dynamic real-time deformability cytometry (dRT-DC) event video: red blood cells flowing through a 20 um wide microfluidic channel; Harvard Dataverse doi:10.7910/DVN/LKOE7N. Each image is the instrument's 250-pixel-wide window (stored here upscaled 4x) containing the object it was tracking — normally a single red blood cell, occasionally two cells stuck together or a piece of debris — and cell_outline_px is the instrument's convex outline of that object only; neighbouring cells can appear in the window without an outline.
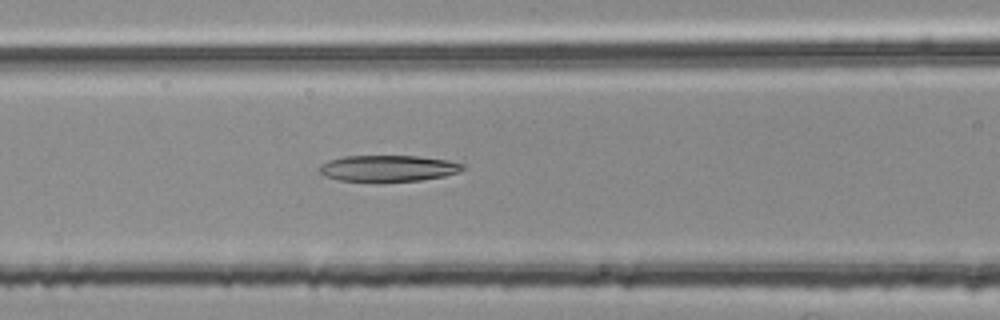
{"species": "common noctule bat (a hibernating species)", "species_latin": "Nyctalus noctula", "temperature_condition": "room temperature", "stored_images_in_passage": 44, "camera_frame_rate_fps": 3000, "um_per_image_px": 0.085, "animal": {"sex": "female", "body_mass_g": 25.1}, "frame": {"image": 1, "passage_image": 12, "time_ms": 3.667, "image_size_px": [1000, 320], "cell_outline_px": [[464, 168], [456, 172], [444, 176], [420, 180], [340, 180], [324, 176], [320, 172], [320, 164], [328, 160], [344, 156], [416, 156], [448, 160], [464, 164]], "centroid_in_image_um": [32.97, 14.28], "position_along_channel_um": 133.6, "area_um2": 21.39}}
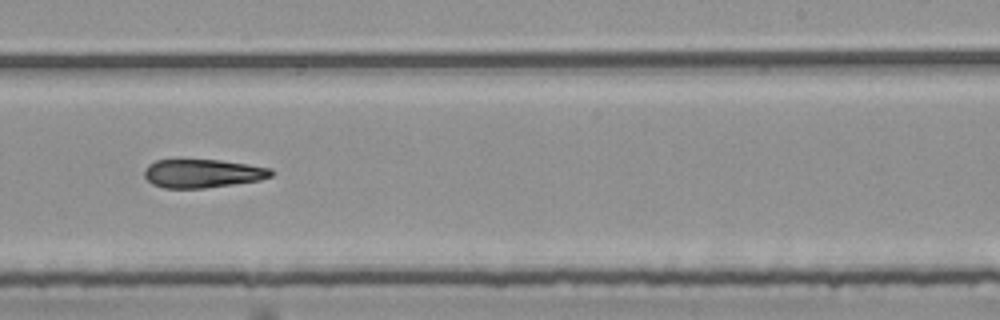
{"frame": {"image": 2, "passage_image": 23, "time_ms": 7.333, "image_size_px": [1000, 320], "cell_outline_px": [[272, 176], [260, 180], [204, 188], [164, 188], [152, 184], [144, 176], [144, 168], [148, 164], [156, 160], [220, 160], [248, 164], [272, 168]], "centroid_in_image_um": [17.2, 14.74], "position_along_channel_um": 271.8, "area_um2": 21.04}}
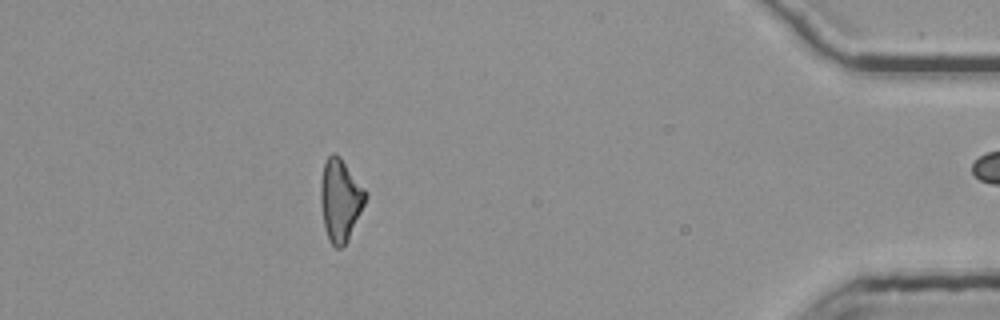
{"frame": {"image": 3, "passage_image": 38, "time_ms": 12.333, "image_size_px": [1000, 320], "cell_outline_px": [[368, 196], [348, 240], [340, 248], [336, 248], [328, 240], [324, 228], [320, 200], [320, 184], [324, 164], [328, 156], [332, 152], [340, 156], [368, 192]], "centroid_in_image_um": [28.92, 16.99], "position_along_channel_um": 406.3, "area_um2": 21.62}, "authors_computed_cell_mechanics": {"area_um2": 21.7906, "velocity_mm_per_s": 3.7755, "shape_relaxation_time_tau1_ms": null, "shape_relaxation_time_tau2_ms": 6.667, "deformation_change_tau1": null, "deformation_change_tau2": 0.2021}}